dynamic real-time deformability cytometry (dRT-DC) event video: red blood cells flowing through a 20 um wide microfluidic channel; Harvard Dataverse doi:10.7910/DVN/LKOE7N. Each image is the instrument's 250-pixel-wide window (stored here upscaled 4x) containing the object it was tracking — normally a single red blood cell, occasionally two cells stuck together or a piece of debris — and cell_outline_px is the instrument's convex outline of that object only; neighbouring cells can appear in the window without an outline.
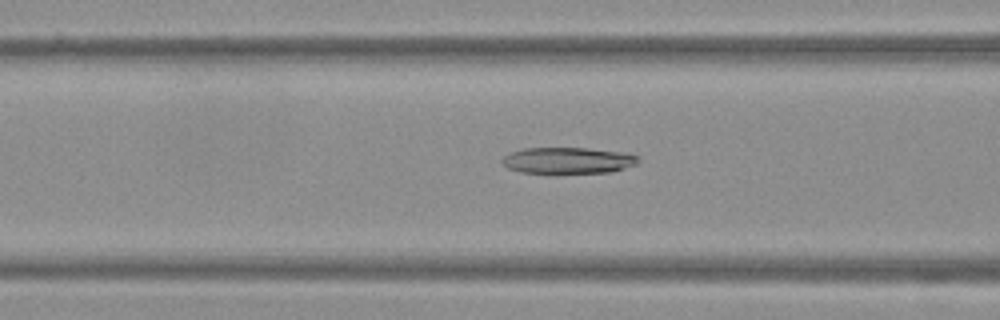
{"species": "Egyptian fruit bat (a non-hibernating species)", "species_latin": "Rousettus aegyptiacus", "temperature_condition": "warm", "stored_images_in_passage": 51, "camera_frame_rate_fps": 3000, "um_per_image_px": 0.085, "frame": {"image": 1, "passage_image": 21, "time_ms": 6.667, "image_size_px": [1000, 320], "cell_outline_px": [[640, 160], [636, 164], [612, 172], [520, 172], [508, 168], [500, 160], [504, 156], [512, 152], [524, 148], [588, 148], [624, 152], [640, 156]], "centroid_in_image_um": [48.31, 13.62], "position_along_channel_um": 118.3, "area_um2": 20.63}}
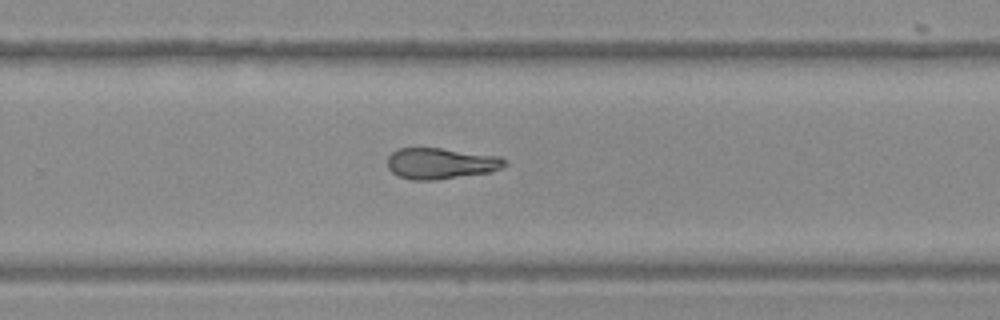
{"frame": {"image": 2, "passage_image": 34, "time_ms": 11.0, "image_size_px": [1000, 320], "cell_outline_px": [[508, 164], [500, 168], [488, 172], [436, 180], [412, 180], [396, 176], [388, 168], [388, 156], [396, 148], [440, 148], [500, 156]], "centroid_in_image_um": [37.42, 13.89], "position_along_channel_um": 292.4, "area_um2": 21.21}}
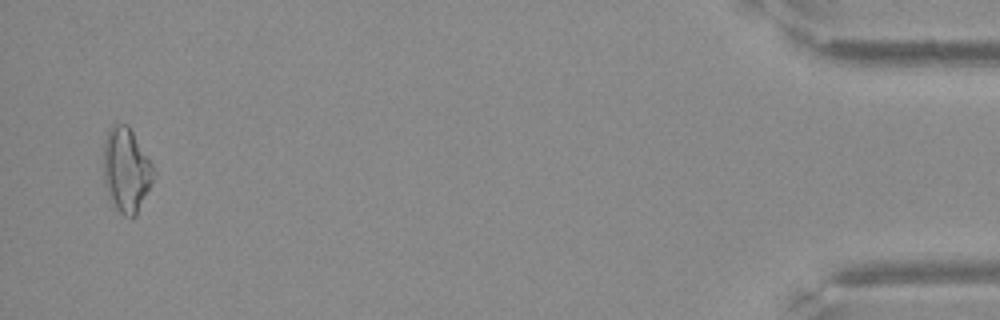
{"frame": {"image": 3, "passage_image": 50, "time_ms": 16.333, "image_size_px": [1000, 320], "cell_outline_px": [[152, 184], [136, 216], [124, 216], [116, 208], [108, 196], [104, 180], [104, 140], [108, 128], [112, 124], [128, 124], [152, 164]], "centroid_in_image_um": [10.71, 14.43], "position_along_channel_um": 424.5, "area_um2": 24.39}}